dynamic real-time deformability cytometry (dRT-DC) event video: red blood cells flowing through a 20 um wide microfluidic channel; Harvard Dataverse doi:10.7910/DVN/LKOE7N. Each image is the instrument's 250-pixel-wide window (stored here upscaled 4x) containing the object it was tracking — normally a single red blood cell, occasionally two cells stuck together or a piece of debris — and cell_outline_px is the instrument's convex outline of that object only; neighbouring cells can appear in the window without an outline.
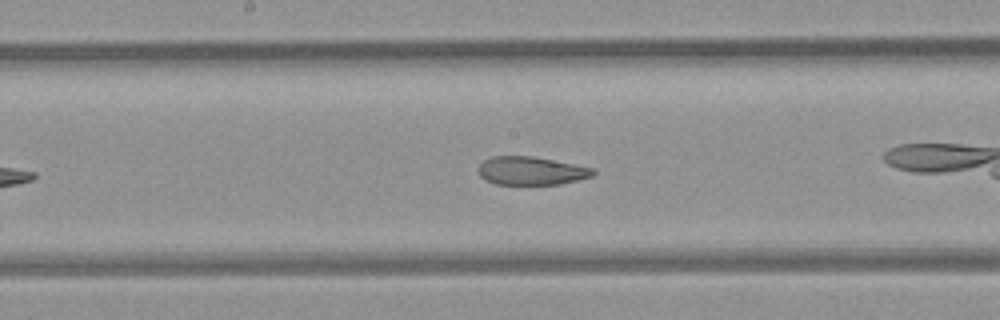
{"species": "common noctule bat (a hibernating species)", "species_latin": "Nyctalus noctula", "temperature_condition": "room temperature", "stored_images_in_passage": 39, "camera_frame_rate_fps": 3000, "um_per_image_px": 0.085, "animal": {"sex": "female", "body_mass_g": 21.9}, "frame": {"image": 1, "passage_image": 17, "time_ms": 5.333, "image_size_px": [1000, 320], "cell_outline_px": [[596, 172], [592, 176], [560, 184], [496, 184], [484, 180], [480, 176], [476, 168], [484, 160], [492, 156], [532, 156], [596, 168]], "centroid_in_image_um": [45.13, 14.51], "position_along_channel_um": 203.1, "area_um2": 19.02}}
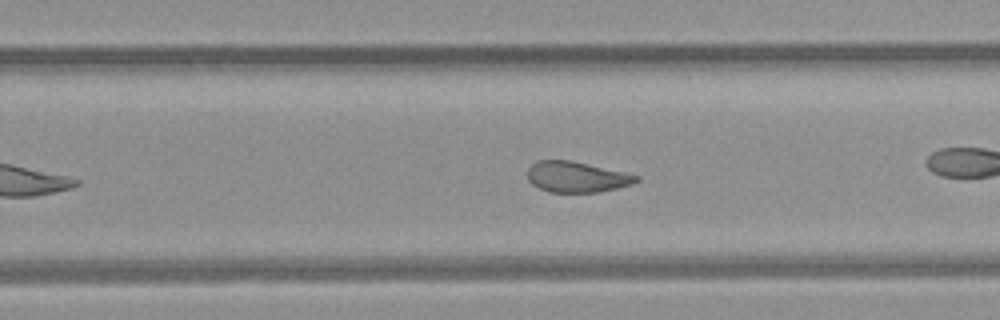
{"frame": {"image": 2, "passage_image": 23, "time_ms": 7.333, "image_size_px": [1000, 320], "cell_outline_px": [[640, 180], [632, 184], [600, 192], [548, 192], [532, 184], [528, 180], [528, 168], [536, 160], [572, 160], [624, 172], [640, 176]], "centroid_in_image_um": [49.01, 15.03], "position_along_channel_um": 280.8, "area_um2": 19.54}, "authors_computed_cell_mechanics": {"area_um2": 21.2126, "velocity_mm_per_s": 3.9164, "shape_relaxation_time_tau1_ms": null, "shape_relaxation_time_tau2_ms": 2.5602, "deformation_change_tau1": null, "deformation_change_tau2": 0.0976}}